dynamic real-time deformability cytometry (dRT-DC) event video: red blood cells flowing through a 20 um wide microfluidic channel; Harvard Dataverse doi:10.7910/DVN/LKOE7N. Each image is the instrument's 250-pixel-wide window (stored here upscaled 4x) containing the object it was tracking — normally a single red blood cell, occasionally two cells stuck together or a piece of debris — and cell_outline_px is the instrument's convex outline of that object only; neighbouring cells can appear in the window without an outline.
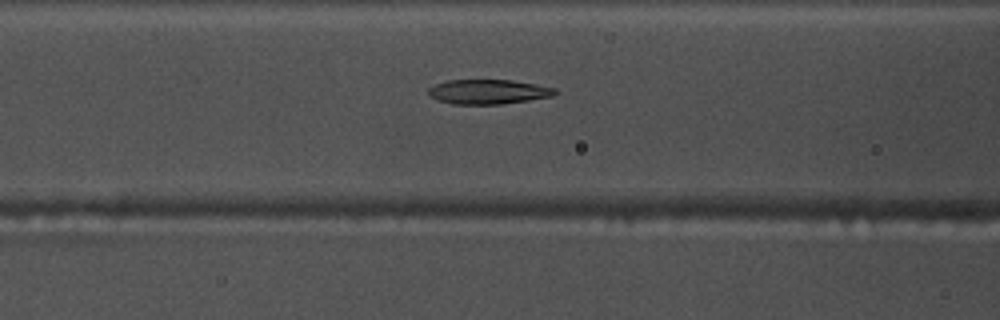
{"species": "common noctule bat (a hibernating species)", "species_latin": "Nyctalus noctula", "temperature_condition": "warm", "stored_images_in_passage": 53, "camera_frame_rate_fps": 3000, "um_per_image_px": 0.085, "animal": {"sex": "male", "body_mass_g": 17.5, "forearm_length_mm": 52.3}, "frame": {"image": 1, "passage_image": 21, "time_ms": 6.667, "image_size_px": [1000, 320], "cell_outline_px": [[556, 92], [552, 96], [528, 100], [500, 104], [456, 104], [436, 100], [428, 96], [428, 88], [436, 84], [448, 80], [512, 80], [536, 84], [556, 88]], "centroid_in_image_um": [41.47, 7.79], "position_along_channel_um": 125.1, "area_um2": 18.09}}
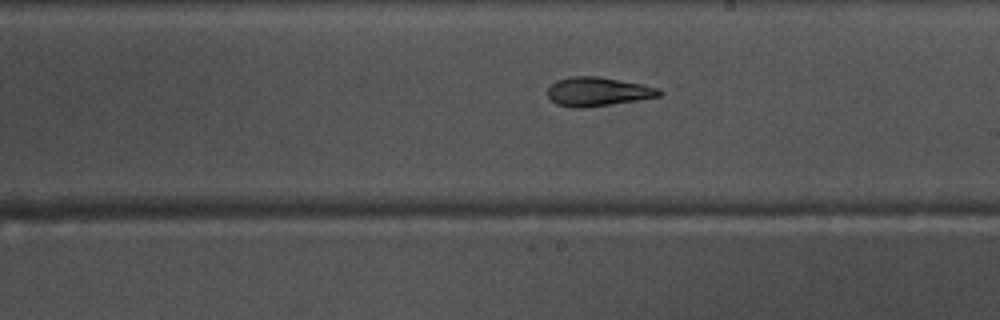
{"frame": {"image": 2, "passage_image": 30, "time_ms": 9.667, "image_size_px": [1000, 320], "cell_outline_px": [[664, 92], [660, 96], [636, 100], [584, 108], [572, 108], [556, 104], [548, 96], [548, 88], [556, 80], [568, 76], [596, 76], [644, 84], [660, 88]], "centroid_in_image_um": [50.82, 7.78], "position_along_channel_um": 238.2, "area_um2": 18.9}}
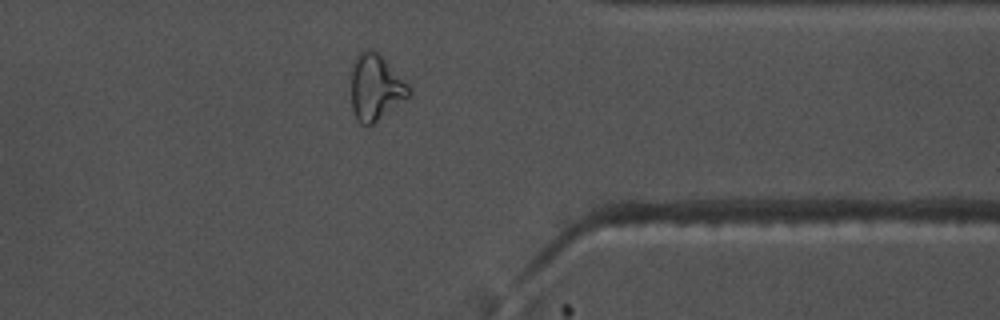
{"frame": {"image": 3, "passage_image": 42, "time_ms": 13.667, "image_size_px": [1000, 320], "cell_outline_px": [[412, 92], [408, 96], [372, 124], [360, 124], [356, 120], [352, 108], [352, 64], [356, 56], [364, 48], [372, 48], [412, 88]], "centroid_in_image_um": [31.9, 7.41], "position_along_channel_um": 379.5, "area_um2": 21.73}, "authors_computed_cell_mechanics": {"area_um2": 19.363, "velocity_mm_per_s": 3.7856, "shape_relaxation_time_tau1_ms": 9.0804, "shape_relaxation_time_tau2_ms": 3.1866, "deformation_change_tau1": 0.2484, "deformation_change_tau2": 0.1059}}